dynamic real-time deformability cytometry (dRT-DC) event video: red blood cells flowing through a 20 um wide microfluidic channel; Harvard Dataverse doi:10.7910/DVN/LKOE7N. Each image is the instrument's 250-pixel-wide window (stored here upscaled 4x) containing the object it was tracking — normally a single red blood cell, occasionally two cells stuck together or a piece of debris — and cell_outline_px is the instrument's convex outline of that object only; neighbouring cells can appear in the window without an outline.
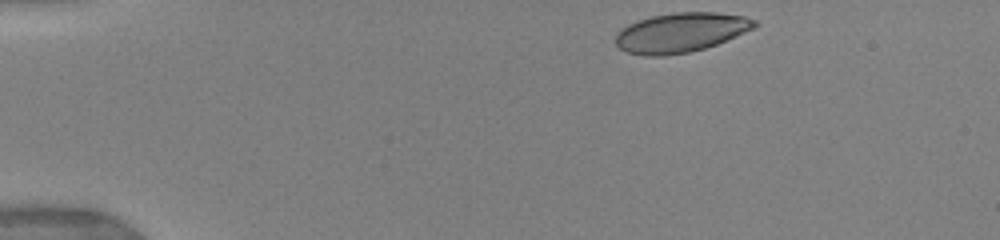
{"species": "human", "species_latin": "Homo sapiens", "temperature_condition": "warm", "stored_images_in_passage": 33, "camera_frame_rate_fps": 3000, "um_per_image_px": 0.085, "donor": {"sex": "female"}, "frame": {"image": 1, "passage_image": 1, "time_ms": 0.0, "image_size_px": [1000, 240], "cell_outline_px": [[756, 24], [752, 28], [744, 32], [716, 44], [704, 48], [688, 52], [664, 56], [644, 56], [628, 52], [620, 48], [616, 44], [616, 36], [628, 24], [652, 16], [676, 12], [716, 12], [744, 16], [756, 20]], "centroid_in_image_um": [57.86, 2.76], "position_along_channel_um": 27.1, "area_um2": 31.5}}
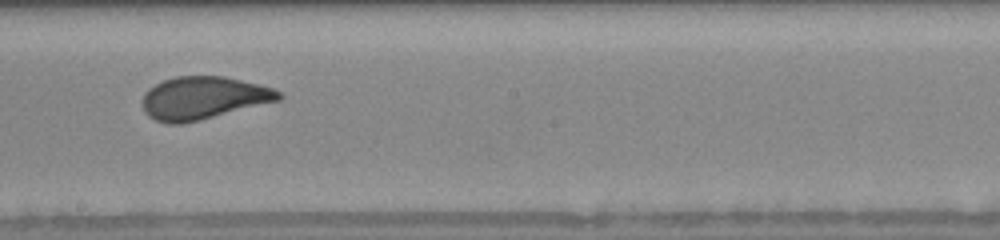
{"frame": {"image": 2, "passage_image": 20, "time_ms": 7.333, "image_size_px": [1000, 240], "cell_outline_px": [[284, 96], [280, 100], [184, 124], [168, 124], [156, 120], [148, 116], [144, 112], [144, 92], [148, 88], [164, 80], [176, 76], [224, 76], [260, 84], [272, 88], [280, 92]], "centroid_in_image_um": [17.29, 8.33], "position_along_channel_um": 230.9, "area_um2": 33.93}}
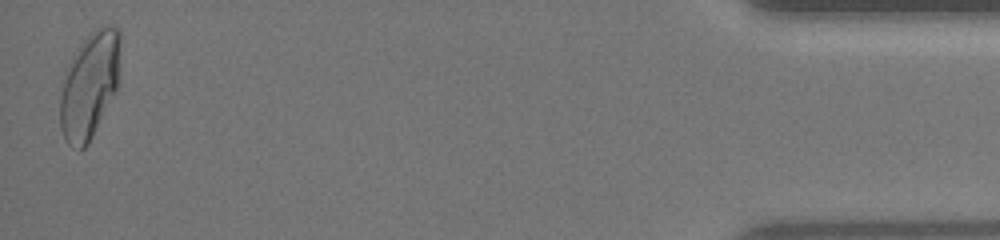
{"frame": {"image": 3, "passage_image": 33, "time_ms": 14.333, "image_size_px": [1000, 240], "cell_outline_px": [[120, 40], [116, 88], [88, 144], [80, 152], [68, 144], [60, 128], [60, 100], [64, 80], [72, 56], [88, 32], [100, 24], [116, 28], [120, 32]], "centroid_in_image_um": [7.59, 7.22], "position_along_channel_um": 427.6, "area_um2": 36.65}, "authors_computed_cell_mechanics": {"area_um2": 33.6974, "velocity_mm_per_s": 3.9087, "shape_relaxation_time_tau1_ms": 4.2894, "shape_relaxation_time_tau2_ms": null, "deformation_change_tau1": 0.1668, "deformation_change_tau2": null}}